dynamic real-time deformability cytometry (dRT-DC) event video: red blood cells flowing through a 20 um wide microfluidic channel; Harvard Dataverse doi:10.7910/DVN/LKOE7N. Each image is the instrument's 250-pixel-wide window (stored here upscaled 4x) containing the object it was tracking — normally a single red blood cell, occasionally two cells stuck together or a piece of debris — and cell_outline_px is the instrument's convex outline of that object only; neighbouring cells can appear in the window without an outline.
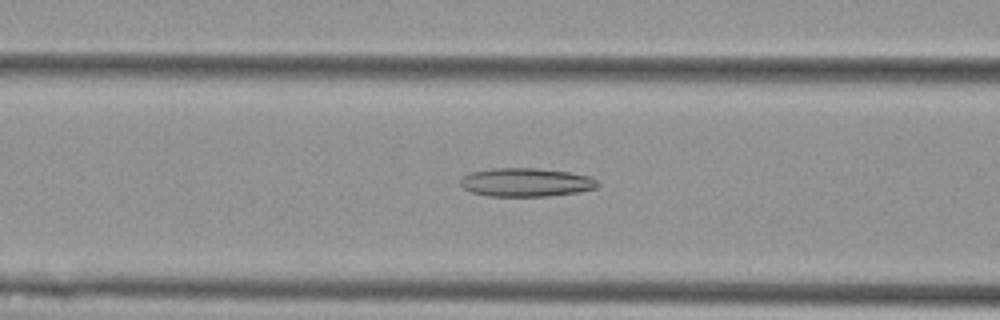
{"species": "Egyptian fruit bat (a non-hibernating species)", "species_latin": "Rousettus aegyptiacus", "temperature_condition": "cold", "stored_images_in_passage": 52, "camera_frame_rate_fps": 3000, "um_per_image_px": 0.085, "animal": {"sex": "female"}, "frame": {"image": 1, "passage_image": 19, "time_ms": 6.0, "image_size_px": [1000, 320], "cell_outline_px": [[600, 184], [596, 188], [576, 192], [548, 196], [488, 196], [472, 192], [464, 188], [460, 184], [460, 180], [468, 172], [492, 168], [536, 168], [568, 172], [592, 176]], "centroid_in_image_um": [44.7, 15.49], "position_along_channel_um": 121.9, "area_um2": 22.89}}
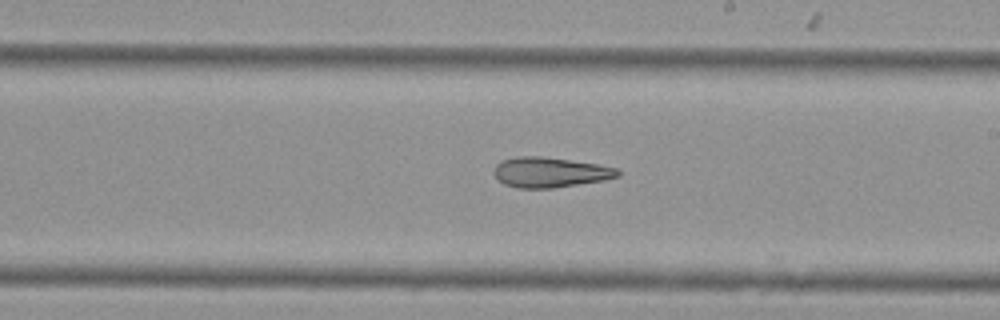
{"frame": {"image": 2, "passage_image": 29, "time_ms": 9.333, "image_size_px": [1000, 320], "cell_outline_px": [[620, 176], [604, 180], [552, 188], [516, 188], [504, 184], [492, 172], [496, 164], [500, 160], [516, 156], [540, 156], [596, 164], [616, 168], [620, 172]], "centroid_in_image_um": [46.71, 14.64], "position_along_channel_um": 242.3, "area_um2": 21.68}}
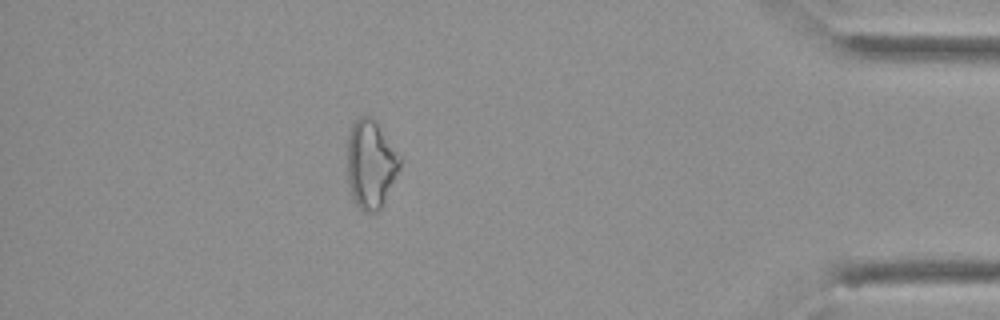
{"frame": {"image": 3, "passage_image": 46, "time_ms": 15.0, "image_size_px": [1000, 320], "cell_outline_px": [[404, 160], [380, 208], [376, 212], [364, 212], [356, 204], [352, 196], [348, 180], [348, 136], [352, 124], [360, 116], [372, 116], [380, 124]], "centroid_in_image_um": [31.54, 13.89], "position_along_channel_um": 403.7, "area_um2": 27.28}}